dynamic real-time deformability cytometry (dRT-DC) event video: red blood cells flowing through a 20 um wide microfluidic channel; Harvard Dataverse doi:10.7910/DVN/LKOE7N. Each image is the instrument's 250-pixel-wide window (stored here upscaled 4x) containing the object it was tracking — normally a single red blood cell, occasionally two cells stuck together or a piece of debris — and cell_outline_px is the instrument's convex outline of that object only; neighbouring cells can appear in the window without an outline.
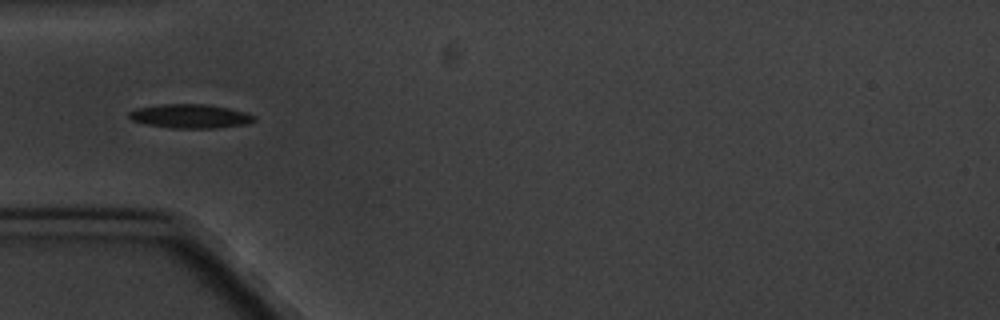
{"species": "common noctule bat (a hibernating species)", "species_latin": "Nyctalus noctula", "temperature_condition": "cold", "stored_images_in_passage": 6, "camera_frame_rate_fps": 3000, "um_per_image_px": 0.085, "animal": {"sex": "male", "body_mass_g": 20.1, "forearm_length_mm": 53.5}, "frame": {"image": 1, "passage_image": 3, "time_ms": 2.333, "image_size_px": [1000, 320], "cell_outline_px": [[256, 120], [248, 124], [216, 128], [172, 128], [148, 124], [132, 120], [128, 116], [128, 112], [136, 108], [164, 104], [204, 104], [228, 108], [244, 112], [256, 116]], "centroid_in_image_um": [16.19, 9.88], "position_along_channel_um": 68.8, "area_um2": 17.4}}